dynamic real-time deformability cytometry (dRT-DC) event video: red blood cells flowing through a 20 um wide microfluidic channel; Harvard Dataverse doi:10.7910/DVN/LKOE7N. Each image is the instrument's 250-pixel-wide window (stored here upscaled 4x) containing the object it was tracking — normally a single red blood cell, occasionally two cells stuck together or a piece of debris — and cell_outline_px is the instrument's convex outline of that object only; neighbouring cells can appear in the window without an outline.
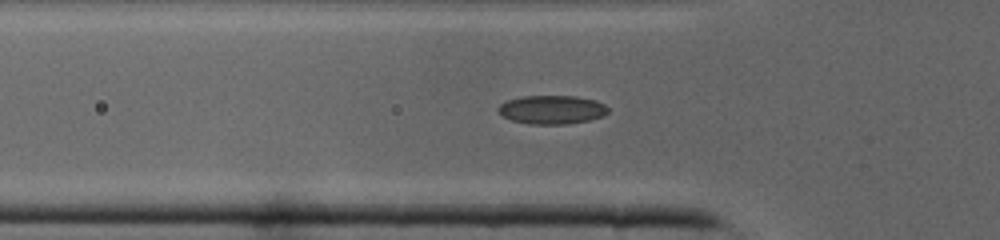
{"species": "common noctule bat (a hibernating species)", "species_latin": "Nyctalus noctula", "temperature_condition": "cold", "stored_images_in_passage": 40, "camera_frame_rate_fps": 3000, "um_per_image_px": 0.085, "animal": {"sex": "male", "body_mass_g": 19.0, "forearm_length_mm": 50.8}, "frame": {"image": 1, "passage_image": 11, "time_ms": 3.333, "image_size_px": [1000, 240], "cell_outline_px": [[608, 112], [600, 116], [588, 120], [568, 124], [532, 124], [512, 120], [504, 116], [496, 108], [500, 104], [508, 100], [524, 96], [576, 96], [596, 100], [604, 104], [608, 108]], "centroid_in_image_um": [46.91, 9.31], "position_along_channel_um": 78.9, "area_um2": 18.15}}
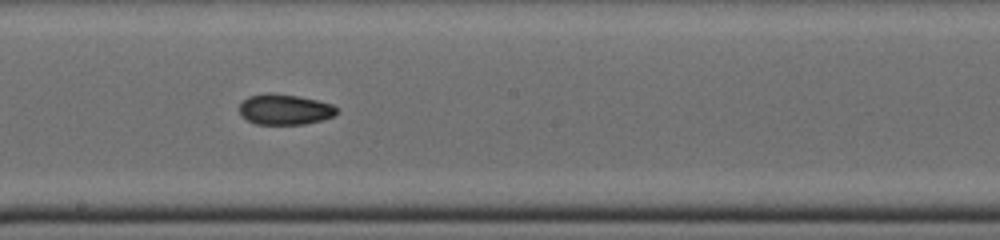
{"frame": {"image": 2, "passage_image": 20, "time_ms": 6.333, "image_size_px": [1000, 240], "cell_outline_px": [[340, 112], [332, 116], [320, 120], [304, 124], [256, 124], [248, 120], [240, 112], [240, 104], [248, 96], [268, 92], [296, 96], [316, 100], [332, 104]], "centroid_in_image_um": [24.2, 9.29], "position_along_channel_um": 224.0, "area_um2": 17.11}}
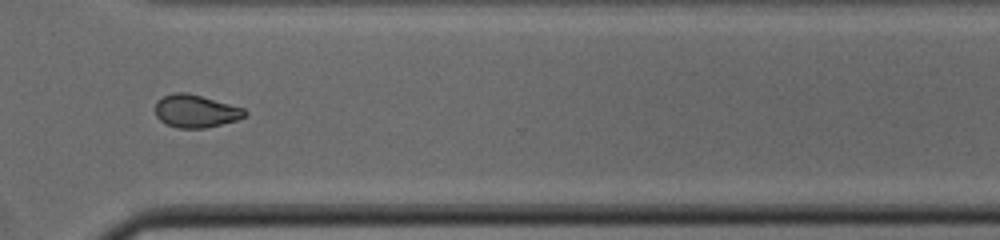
{"frame": {"image": 3, "passage_image": 28, "time_ms": 9.0, "image_size_px": [1000, 240], "cell_outline_px": [[248, 112], [244, 116], [236, 120], [204, 128], [180, 128], [168, 124], [160, 120], [156, 116], [156, 100], [172, 92], [184, 92], [200, 96], [244, 108]], "centroid_in_image_um": [16.61, 9.44], "position_along_channel_um": 354.0, "area_um2": 16.82}}